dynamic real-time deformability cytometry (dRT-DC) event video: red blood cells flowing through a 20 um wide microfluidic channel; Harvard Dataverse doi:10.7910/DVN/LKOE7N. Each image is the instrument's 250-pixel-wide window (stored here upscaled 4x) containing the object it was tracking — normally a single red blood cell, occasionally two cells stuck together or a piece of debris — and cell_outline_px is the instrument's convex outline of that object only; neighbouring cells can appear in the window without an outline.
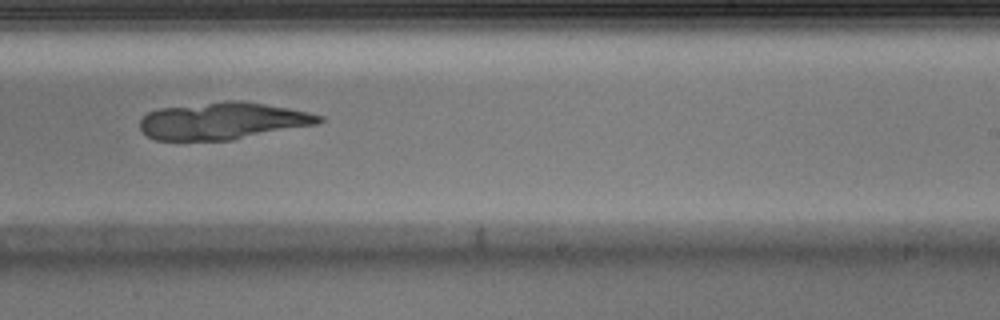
{"species": "Egyptian fruit bat (a non-hibernating species)", "species_latin": "Rousettus aegyptiacus", "temperature_condition": "warm", "stored_images_in_passage": 42, "camera_frame_rate_fps": 3000, "um_per_image_px": 0.085, "animal": {"sex": "male"}, "frame": {"image": 1, "passage_image": 26, "time_ms": 8.333, "image_size_px": [1000, 320], "cell_outline_px": [[324, 120], [316, 124], [232, 140], [156, 140], [148, 136], [140, 128], [140, 120], [148, 112], [160, 108], [224, 100], [236, 100], [264, 104], [288, 108], [308, 112], [324, 116]], "centroid_in_image_um": [18.93, 10.27], "position_along_channel_um": 270.1, "area_um2": 38.55}}